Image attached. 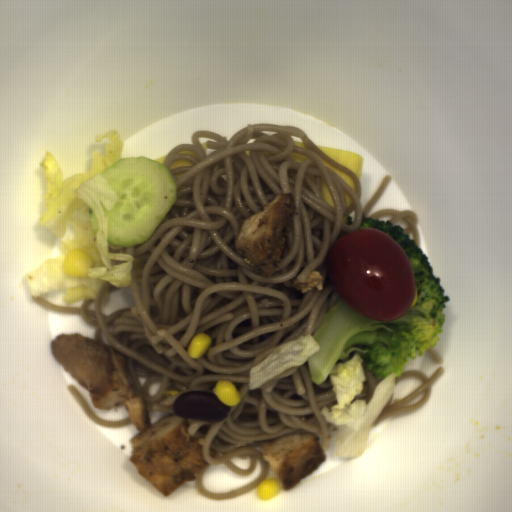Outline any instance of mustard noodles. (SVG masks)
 Returning a JSON list of instances; mask_svg holds the SVG:
<instances>
[{"mask_svg": "<svg viewBox=\"0 0 512 512\" xmlns=\"http://www.w3.org/2000/svg\"><path fill=\"white\" fill-rule=\"evenodd\" d=\"M192 144L173 146L162 165L177 185L175 202L148 239L132 247L114 246L108 254L133 257L131 286L103 283L95 299L81 307L34 302L56 313L79 314L96 326L94 339L126 356L128 383L152 412L175 414L174 402L187 391H207L229 380L240 395L221 422L187 419L188 436L202 437L208 464L196 474V490L210 500H227L258 488L271 465L250 446L304 430L321 433L329 451L337 427L320 413L337 405L329 381L316 385L308 364L292 367L255 390L249 371L283 343L314 335L332 307L342 300L328 273L327 259L337 239L357 232L363 215L392 216L405 222L420 248V222L414 210L384 208L368 214L389 186L386 175L362 208L356 173L324 153L301 129L273 123L247 124L230 140L213 131L196 130ZM303 142L304 147L293 143ZM308 156L296 162L290 154ZM326 160L355 181L356 191L323 165ZM322 178L334 207L322 198ZM293 192L297 211L283 251V262L265 277L235 249L242 223L263 211L276 195ZM344 193L353 200L346 207ZM318 270L324 290L300 293ZM205 332L212 343L198 359L187 356L193 336ZM104 343V342H103ZM181 392L166 397L164 390Z\"/></svg>", "mask_w": 512, "mask_h": 512, "instance_id": "0af2e427", "label": "mustard noodles"}, {"mask_svg": "<svg viewBox=\"0 0 512 512\" xmlns=\"http://www.w3.org/2000/svg\"><path fill=\"white\" fill-rule=\"evenodd\" d=\"M445 372V368L438 367L430 377H428L425 373L420 372L418 370H410L402 372L401 376H397L394 378V386L398 384L402 379L405 378H418L421 380L422 384L418 386L415 390L404 396L403 398L394 399L392 401L391 397L387 401L386 405L380 412L379 416L375 420L373 426H377L384 420L389 417H392L397 414L415 411L423 404H425L431 397L433 393V385L434 383L442 376ZM372 426V427H373Z\"/></svg>", "mask_w": 512, "mask_h": 512, "instance_id": "7f7daa86", "label": "mustard noodles"}, {"mask_svg": "<svg viewBox=\"0 0 512 512\" xmlns=\"http://www.w3.org/2000/svg\"><path fill=\"white\" fill-rule=\"evenodd\" d=\"M69 393L76 399V401L80 404L86 415L89 419L94 421L95 423L101 425L104 428H117L121 426H126L131 422L130 418H123V419H103L96 415L87 399L84 397V395L78 390V388L75 385H69L66 388Z\"/></svg>", "mask_w": 512, "mask_h": 512, "instance_id": "964a15a8", "label": "mustard noodles"}, {"mask_svg": "<svg viewBox=\"0 0 512 512\" xmlns=\"http://www.w3.org/2000/svg\"><path fill=\"white\" fill-rule=\"evenodd\" d=\"M363 364V368H364V371H365V375H366V381L363 382V390L361 393L365 394L363 395L362 397H354L350 404L351 403H354L356 400H364L366 405L369 403V401L372 399L373 395H374V392H375V389L377 387V385L382 381L384 380L385 378L383 379H378L377 377L374 376L373 374V371L372 369L369 370L366 366V362L365 360H363L362 362Z\"/></svg>", "mask_w": 512, "mask_h": 512, "instance_id": "66139170", "label": "mustard noodles"}, {"mask_svg": "<svg viewBox=\"0 0 512 512\" xmlns=\"http://www.w3.org/2000/svg\"><path fill=\"white\" fill-rule=\"evenodd\" d=\"M427 353H429L432 357L433 364H441L445 363L441 355L437 352V350L433 347L426 350Z\"/></svg>", "mask_w": 512, "mask_h": 512, "instance_id": "33f82286", "label": "mustard noodles"}]
</instances>
